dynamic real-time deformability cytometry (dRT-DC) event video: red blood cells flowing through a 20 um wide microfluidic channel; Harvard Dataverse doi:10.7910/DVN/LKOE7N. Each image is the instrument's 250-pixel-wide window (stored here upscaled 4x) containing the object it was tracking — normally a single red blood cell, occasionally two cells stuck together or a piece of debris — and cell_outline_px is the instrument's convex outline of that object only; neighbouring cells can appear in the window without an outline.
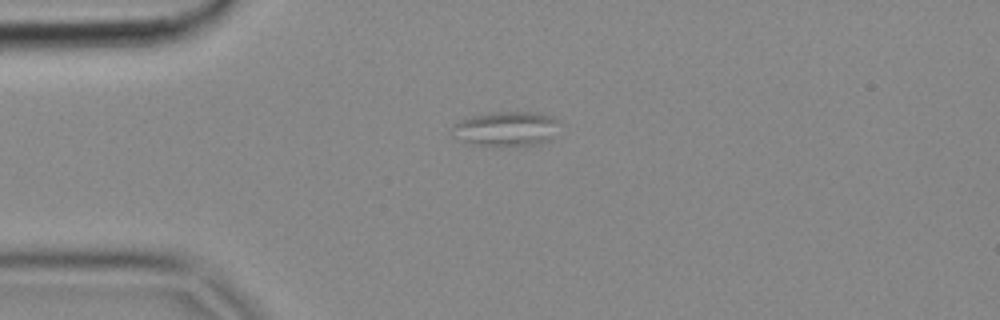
{"species": "common noctule bat (a hibernating species)", "species_latin": "Nyctalus noctula", "temperature_condition": "cold", "stored_images_in_passage": 12, "segment_of_instrument_passage": [1, 2], "camera_frame_rate_fps": 3000, "um_per_image_px": 0.085, "animal": {"sex": "female", "body_mass_g": 18.4}, "frame": {"image": 1, "passage_image": 1, "time_ms": 0.0, "image_size_px": [1000, 320], "cell_outline_px": [[556, 120], [552, 140], [536, 144], [476, 144], [452, 136], [452, 124], [460, 120], [472, 116], [488, 112], [540, 112], [552, 116]], "centroid_in_image_um": [42.99, 10.9], "position_along_channel_um": 42.0, "area_um2": 21.04}}
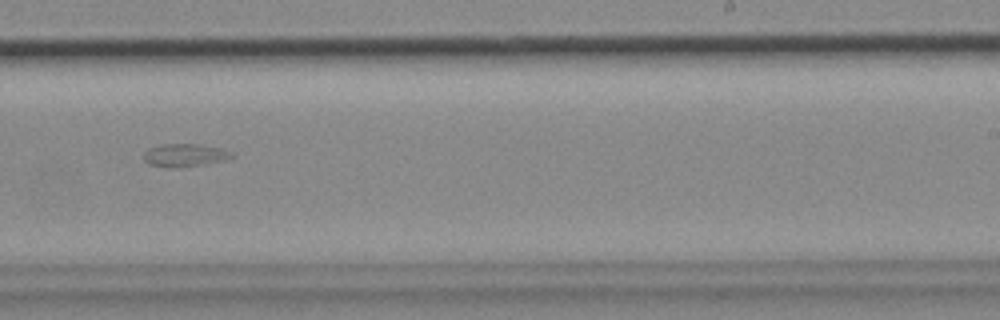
{"frame": {"image": 2, "passage_image": 7, "time_ms": 2.0, "image_size_px": [1000, 320], "cell_outline_px": [[236, 156], [232, 160], [180, 168], [168, 168], [148, 164], [144, 160], [144, 152], [148, 148], [160, 144], [200, 144], [220, 148], [232, 152]], "centroid_in_image_um": [15.76, 13.21], "position_along_channel_um": 273.2, "area_um2": 12.25}}